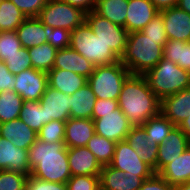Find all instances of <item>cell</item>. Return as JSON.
I'll return each mask as SVG.
<instances>
[{
    "instance_id": "obj_15",
    "label": "cell",
    "mask_w": 190,
    "mask_h": 190,
    "mask_svg": "<svg viewBox=\"0 0 190 190\" xmlns=\"http://www.w3.org/2000/svg\"><path fill=\"white\" fill-rule=\"evenodd\" d=\"M189 146V138L178 126H175L166 137V140L158 146L156 173L180 156Z\"/></svg>"
},
{
    "instance_id": "obj_51",
    "label": "cell",
    "mask_w": 190,
    "mask_h": 190,
    "mask_svg": "<svg viewBox=\"0 0 190 190\" xmlns=\"http://www.w3.org/2000/svg\"><path fill=\"white\" fill-rule=\"evenodd\" d=\"M176 6L190 14V0H178Z\"/></svg>"
},
{
    "instance_id": "obj_16",
    "label": "cell",
    "mask_w": 190,
    "mask_h": 190,
    "mask_svg": "<svg viewBox=\"0 0 190 190\" xmlns=\"http://www.w3.org/2000/svg\"><path fill=\"white\" fill-rule=\"evenodd\" d=\"M151 176H129L111 165L102 166L100 187L103 190H139L142 183Z\"/></svg>"
},
{
    "instance_id": "obj_50",
    "label": "cell",
    "mask_w": 190,
    "mask_h": 190,
    "mask_svg": "<svg viewBox=\"0 0 190 190\" xmlns=\"http://www.w3.org/2000/svg\"><path fill=\"white\" fill-rule=\"evenodd\" d=\"M178 127L190 140V115Z\"/></svg>"
},
{
    "instance_id": "obj_22",
    "label": "cell",
    "mask_w": 190,
    "mask_h": 190,
    "mask_svg": "<svg viewBox=\"0 0 190 190\" xmlns=\"http://www.w3.org/2000/svg\"><path fill=\"white\" fill-rule=\"evenodd\" d=\"M0 137L12 141L15 147L29 150L38 139L37 132L32 130L20 118L0 123Z\"/></svg>"
},
{
    "instance_id": "obj_46",
    "label": "cell",
    "mask_w": 190,
    "mask_h": 190,
    "mask_svg": "<svg viewBox=\"0 0 190 190\" xmlns=\"http://www.w3.org/2000/svg\"><path fill=\"white\" fill-rule=\"evenodd\" d=\"M139 190H173V186L158 173H154L142 183Z\"/></svg>"
},
{
    "instance_id": "obj_30",
    "label": "cell",
    "mask_w": 190,
    "mask_h": 190,
    "mask_svg": "<svg viewBox=\"0 0 190 190\" xmlns=\"http://www.w3.org/2000/svg\"><path fill=\"white\" fill-rule=\"evenodd\" d=\"M142 127L146 131L148 140L160 145L166 140V137L170 134L175 125L162 113H159L146 121Z\"/></svg>"
},
{
    "instance_id": "obj_36",
    "label": "cell",
    "mask_w": 190,
    "mask_h": 190,
    "mask_svg": "<svg viewBox=\"0 0 190 190\" xmlns=\"http://www.w3.org/2000/svg\"><path fill=\"white\" fill-rule=\"evenodd\" d=\"M65 121H50L42 126L37 133L38 139L46 143H56L64 141L65 138Z\"/></svg>"
},
{
    "instance_id": "obj_13",
    "label": "cell",
    "mask_w": 190,
    "mask_h": 190,
    "mask_svg": "<svg viewBox=\"0 0 190 190\" xmlns=\"http://www.w3.org/2000/svg\"><path fill=\"white\" fill-rule=\"evenodd\" d=\"M168 40L190 41V14L177 6L159 11Z\"/></svg>"
},
{
    "instance_id": "obj_17",
    "label": "cell",
    "mask_w": 190,
    "mask_h": 190,
    "mask_svg": "<svg viewBox=\"0 0 190 190\" xmlns=\"http://www.w3.org/2000/svg\"><path fill=\"white\" fill-rule=\"evenodd\" d=\"M158 13L150 0H128L125 28L128 33L141 31Z\"/></svg>"
},
{
    "instance_id": "obj_52",
    "label": "cell",
    "mask_w": 190,
    "mask_h": 190,
    "mask_svg": "<svg viewBox=\"0 0 190 190\" xmlns=\"http://www.w3.org/2000/svg\"><path fill=\"white\" fill-rule=\"evenodd\" d=\"M173 190H190V181L173 186Z\"/></svg>"
},
{
    "instance_id": "obj_48",
    "label": "cell",
    "mask_w": 190,
    "mask_h": 190,
    "mask_svg": "<svg viewBox=\"0 0 190 190\" xmlns=\"http://www.w3.org/2000/svg\"><path fill=\"white\" fill-rule=\"evenodd\" d=\"M75 8H79L85 14L94 11L97 0H60Z\"/></svg>"
},
{
    "instance_id": "obj_18",
    "label": "cell",
    "mask_w": 190,
    "mask_h": 190,
    "mask_svg": "<svg viewBox=\"0 0 190 190\" xmlns=\"http://www.w3.org/2000/svg\"><path fill=\"white\" fill-rule=\"evenodd\" d=\"M68 164L72 176H100L102 169L101 164L86 146L68 148Z\"/></svg>"
},
{
    "instance_id": "obj_44",
    "label": "cell",
    "mask_w": 190,
    "mask_h": 190,
    "mask_svg": "<svg viewBox=\"0 0 190 190\" xmlns=\"http://www.w3.org/2000/svg\"><path fill=\"white\" fill-rule=\"evenodd\" d=\"M25 190H67V186L64 183L48 182L28 175Z\"/></svg>"
},
{
    "instance_id": "obj_10",
    "label": "cell",
    "mask_w": 190,
    "mask_h": 190,
    "mask_svg": "<svg viewBox=\"0 0 190 190\" xmlns=\"http://www.w3.org/2000/svg\"><path fill=\"white\" fill-rule=\"evenodd\" d=\"M95 133L115 143L126 139L132 125L128 118L118 108L113 112L99 113V118L93 120Z\"/></svg>"
},
{
    "instance_id": "obj_21",
    "label": "cell",
    "mask_w": 190,
    "mask_h": 190,
    "mask_svg": "<svg viewBox=\"0 0 190 190\" xmlns=\"http://www.w3.org/2000/svg\"><path fill=\"white\" fill-rule=\"evenodd\" d=\"M53 68L72 71L88 79L93 73L95 65L83 55L68 47L57 50Z\"/></svg>"
},
{
    "instance_id": "obj_7",
    "label": "cell",
    "mask_w": 190,
    "mask_h": 190,
    "mask_svg": "<svg viewBox=\"0 0 190 190\" xmlns=\"http://www.w3.org/2000/svg\"><path fill=\"white\" fill-rule=\"evenodd\" d=\"M38 18L46 26L73 31L85 21V13L60 0H49Z\"/></svg>"
},
{
    "instance_id": "obj_9",
    "label": "cell",
    "mask_w": 190,
    "mask_h": 190,
    "mask_svg": "<svg viewBox=\"0 0 190 190\" xmlns=\"http://www.w3.org/2000/svg\"><path fill=\"white\" fill-rule=\"evenodd\" d=\"M110 165L123 171L128 178L135 175L152 176L154 174V170L142 161L126 140L116 143L113 160Z\"/></svg>"
},
{
    "instance_id": "obj_33",
    "label": "cell",
    "mask_w": 190,
    "mask_h": 190,
    "mask_svg": "<svg viewBox=\"0 0 190 190\" xmlns=\"http://www.w3.org/2000/svg\"><path fill=\"white\" fill-rule=\"evenodd\" d=\"M24 102L15 91L0 92V123L19 118Z\"/></svg>"
},
{
    "instance_id": "obj_25",
    "label": "cell",
    "mask_w": 190,
    "mask_h": 190,
    "mask_svg": "<svg viewBox=\"0 0 190 190\" xmlns=\"http://www.w3.org/2000/svg\"><path fill=\"white\" fill-rule=\"evenodd\" d=\"M158 174L171 186L190 181V146L180 156L165 165Z\"/></svg>"
},
{
    "instance_id": "obj_43",
    "label": "cell",
    "mask_w": 190,
    "mask_h": 190,
    "mask_svg": "<svg viewBox=\"0 0 190 190\" xmlns=\"http://www.w3.org/2000/svg\"><path fill=\"white\" fill-rule=\"evenodd\" d=\"M26 17H38L41 9L49 0H10Z\"/></svg>"
},
{
    "instance_id": "obj_49",
    "label": "cell",
    "mask_w": 190,
    "mask_h": 190,
    "mask_svg": "<svg viewBox=\"0 0 190 190\" xmlns=\"http://www.w3.org/2000/svg\"><path fill=\"white\" fill-rule=\"evenodd\" d=\"M159 10L168 9L177 5L178 0H150Z\"/></svg>"
},
{
    "instance_id": "obj_1",
    "label": "cell",
    "mask_w": 190,
    "mask_h": 190,
    "mask_svg": "<svg viewBox=\"0 0 190 190\" xmlns=\"http://www.w3.org/2000/svg\"><path fill=\"white\" fill-rule=\"evenodd\" d=\"M117 101L132 126H142L160 113L161 100L150 89L144 75L130 74Z\"/></svg>"
},
{
    "instance_id": "obj_40",
    "label": "cell",
    "mask_w": 190,
    "mask_h": 190,
    "mask_svg": "<svg viewBox=\"0 0 190 190\" xmlns=\"http://www.w3.org/2000/svg\"><path fill=\"white\" fill-rule=\"evenodd\" d=\"M45 34L47 42L57 50L68 48L70 46V30L52 28L45 25Z\"/></svg>"
},
{
    "instance_id": "obj_20",
    "label": "cell",
    "mask_w": 190,
    "mask_h": 190,
    "mask_svg": "<svg viewBox=\"0 0 190 190\" xmlns=\"http://www.w3.org/2000/svg\"><path fill=\"white\" fill-rule=\"evenodd\" d=\"M125 140L137 152L142 161L156 173L159 145L148 140L145 129L142 126H132Z\"/></svg>"
},
{
    "instance_id": "obj_23",
    "label": "cell",
    "mask_w": 190,
    "mask_h": 190,
    "mask_svg": "<svg viewBox=\"0 0 190 190\" xmlns=\"http://www.w3.org/2000/svg\"><path fill=\"white\" fill-rule=\"evenodd\" d=\"M94 133L92 119L69 118L65 123V146L67 148L86 146Z\"/></svg>"
},
{
    "instance_id": "obj_11",
    "label": "cell",
    "mask_w": 190,
    "mask_h": 190,
    "mask_svg": "<svg viewBox=\"0 0 190 190\" xmlns=\"http://www.w3.org/2000/svg\"><path fill=\"white\" fill-rule=\"evenodd\" d=\"M15 92L24 101H39L48 86L47 73L29 68L15 75Z\"/></svg>"
},
{
    "instance_id": "obj_38",
    "label": "cell",
    "mask_w": 190,
    "mask_h": 190,
    "mask_svg": "<svg viewBox=\"0 0 190 190\" xmlns=\"http://www.w3.org/2000/svg\"><path fill=\"white\" fill-rule=\"evenodd\" d=\"M27 178L20 172L0 170V190H25Z\"/></svg>"
},
{
    "instance_id": "obj_31",
    "label": "cell",
    "mask_w": 190,
    "mask_h": 190,
    "mask_svg": "<svg viewBox=\"0 0 190 190\" xmlns=\"http://www.w3.org/2000/svg\"><path fill=\"white\" fill-rule=\"evenodd\" d=\"M57 49L48 42L28 49L32 68L48 73L53 69Z\"/></svg>"
},
{
    "instance_id": "obj_45",
    "label": "cell",
    "mask_w": 190,
    "mask_h": 190,
    "mask_svg": "<svg viewBox=\"0 0 190 190\" xmlns=\"http://www.w3.org/2000/svg\"><path fill=\"white\" fill-rule=\"evenodd\" d=\"M15 75H13L7 65L0 61V92L15 91Z\"/></svg>"
},
{
    "instance_id": "obj_4",
    "label": "cell",
    "mask_w": 190,
    "mask_h": 190,
    "mask_svg": "<svg viewBox=\"0 0 190 190\" xmlns=\"http://www.w3.org/2000/svg\"><path fill=\"white\" fill-rule=\"evenodd\" d=\"M144 77L150 89L160 100L190 87V72L165 58L148 70Z\"/></svg>"
},
{
    "instance_id": "obj_37",
    "label": "cell",
    "mask_w": 190,
    "mask_h": 190,
    "mask_svg": "<svg viewBox=\"0 0 190 190\" xmlns=\"http://www.w3.org/2000/svg\"><path fill=\"white\" fill-rule=\"evenodd\" d=\"M22 48L16 30L0 31V61L17 53Z\"/></svg>"
},
{
    "instance_id": "obj_14",
    "label": "cell",
    "mask_w": 190,
    "mask_h": 190,
    "mask_svg": "<svg viewBox=\"0 0 190 190\" xmlns=\"http://www.w3.org/2000/svg\"><path fill=\"white\" fill-rule=\"evenodd\" d=\"M0 170H11L31 175L29 150L15 147L12 141L0 137Z\"/></svg>"
},
{
    "instance_id": "obj_41",
    "label": "cell",
    "mask_w": 190,
    "mask_h": 190,
    "mask_svg": "<svg viewBox=\"0 0 190 190\" xmlns=\"http://www.w3.org/2000/svg\"><path fill=\"white\" fill-rule=\"evenodd\" d=\"M66 186L67 190H97L100 187V176H72Z\"/></svg>"
},
{
    "instance_id": "obj_42",
    "label": "cell",
    "mask_w": 190,
    "mask_h": 190,
    "mask_svg": "<svg viewBox=\"0 0 190 190\" xmlns=\"http://www.w3.org/2000/svg\"><path fill=\"white\" fill-rule=\"evenodd\" d=\"M141 32L146 37L159 39L163 45L168 42L163 18L159 13L141 30Z\"/></svg>"
},
{
    "instance_id": "obj_26",
    "label": "cell",
    "mask_w": 190,
    "mask_h": 190,
    "mask_svg": "<svg viewBox=\"0 0 190 190\" xmlns=\"http://www.w3.org/2000/svg\"><path fill=\"white\" fill-rule=\"evenodd\" d=\"M16 32L22 47L27 49L47 42L45 25L38 17H27Z\"/></svg>"
},
{
    "instance_id": "obj_2",
    "label": "cell",
    "mask_w": 190,
    "mask_h": 190,
    "mask_svg": "<svg viewBox=\"0 0 190 190\" xmlns=\"http://www.w3.org/2000/svg\"><path fill=\"white\" fill-rule=\"evenodd\" d=\"M31 176L66 184L72 177L68 164V148L64 141L46 143L37 139L29 148Z\"/></svg>"
},
{
    "instance_id": "obj_29",
    "label": "cell",
    "mask_w": 190,
    "mask_h": 190,
    "mask_svg": "<svg viewBox=\"0 0 190 190\" xmlns=\"http://www.w3.org/2000/svg\"><path fill=\"white\" fill-rule=\"evenodd\" d=\"M163 49V58L190 72V41L168 40Z\"/></svg>"
},
{
    "instance_id": "obj_12",
    "label": "cell",
    "mask_w": 190,
    "mask_h": 190,
    "mask_svg": "<svg viewBox=\"0 0 190 190\" xmlns=\"http://www.w3.org/2000/svg\"><path fill=\"white\" fill-rule=\"evenodd\" d=\"M39 102L45 111V124L52 120L66 122L70 118V95L47 86Z\"/></svg>"
},
{
    "instance_id": "obj_27",
    "label": "cell",
    "mask_w": 190,
    "mask_h": 190,
    "mask_svg": "<svg viewBox=\"0 0 190 190\" xmlns=\"http://www.w3.org/2000/svg\"><path fill=\"white\" fill-rule=\"evenodd\" d=\"M96 96L87 83L70 95V118L92 119Z\"/></svg>"
},
{
    "instance_id": "obj_3",
    "label": "cell",
    "mask_w": 190,
    "mask_h": 190,
    "mask_svg": "<svg viewBox=\"0 0 190 190\" xmlns=\"http://www.w3.org/2000/svg\"><path fill=\"white\" fill-rule=\"evenodd\" d=\"M163 48L159 39L134 31L128 33L126 48L120 61L131 74L144 75L163 58Z\"/></svg>"
},
{
    "instance_id": "obj_5",
    "label": "cell",
    "mask_w": 190,
    "mask_h": 190,
    "mask_svg": "<svg viewBox=\"0 0 190 190\" xmlns=\"http://www.w3.org/2000/svg\"><path fill=\"white\" fill-rule=\"evenodd\" d=\"M69 47L95 66L110 65L120 61L110 47L93 33L86 21L71 31Z\"/></svg>"
},
{
    "instance_id": "obj_39",
    "label": "cell",
    "mask_w": 190,
    "mask_h": 190,
    "mask_svg": "<svg viewBox=\"0 0 190 190\" xmlns=\"http://www.w3.org/2000/svg\"><path fill=\"white\" fill-rule=\"evenodd\" d=\"M9 71L13 75L20 74L22 71L32 68L31 58L28 49L22 47L17 53L13 54L4 61Z\"/></svg>"
},
{
    "instance_id": "obj_35",
    "label": "cell",
    "mask_w": 190,
    "mask_h": 190,
    "mask_svg": "<svg viewBox=\"0 0 190 190\" xmlns=\"http://www.w3.org/2000/svg\"><path fill=\"white\" fill-rule=\"evenodd\" d=\"M19 118L37 133L45 125V111L42 109L39 101H25Z\"/></svg>"
},
{
    "instance_id": "obj_34",
    "label": "cell",
    "mask_w": 190,
    "mask_h": 190,
    "mask_svg": "<svg viewBox=\"0 0 190 190\" xmlns=\"http://www.w3.org/2000/svg\"><path fill=\"white\" fill-rule=\"evenodd\" d=\"M27 17L10 0L0 1V31L16 30Z\"/></svg>"
},
{
    "instance_id": "obj_24",
    "label": "cell",
    "mask_w": 190,
    "mask_h": 190,
    "mask_svg": "<svg viewBox=\"0 0 190 190\" xmlns=\"http://www.w3.org/2000/svg\"><path fill=\"white\" fill-rule=\"evenodd\" d=\"M48 86L58 91L72 95L87 84V78L77 73L63 69L53 68L47 73Z\"/></svg>"
},
{
    "instance_id": "obj_28",
    "label": "cell",
    "mask_w": 190,
    "mask_h": 190,
    "mask_svg": "<svg viewBox=\"0 0 190 190\" xmlns=\"http://www.w3.org/2000/svg\"><path fill=\"white\" fill-rule=\"evenodd\" d=\"M128 0H97L94 12L116 25L125 27Z\"/></svg>"
},
{
    "instance_id": "obj_8",
    "label": "cell",
    "mask_w": 190,
    "mask_h": 190,
    "mask_svg": "<svg viewBox=\"0 0 190 190\" xmlns=\"http://www.w3.org/2000/svg\"><path fill=\"white\" fill-rule=\"evenodd\" d=\"M85 21L93 33L121 58L127 44L128 31L126 28L114 24L94 11L85 14Z\"/></svg>"
},
{
    "instance_id": "obj_6",
    "label": "cell",
    "mask_w": 190,
    "mask_h": 190,
    "mask_svg": "<svg viewBox=\"0 0 190 190\" xmlns=\"http://www.w3.org/2000/svg\"><path fill=\"white\" fill-rule=\"evenodd\" d=\"M131 73L118 61L110 65L95 66L87 83L96 99L118 100L123 83Z\"/></svg>"
},
{
    "instance_id": "obj_32",
    "label": "cell",
    "mask_w": 190,
    "mask_h": 190,
    "mask_svg": "<svg viewBox=\"0 0 190 190\" xmlns=\"http://www.w3.org/2000/svg\"><path fill=\"white\" fill-rule=\"evenodd\" d=\"M116 143L96 133L88 140L86 147L94 154L101 166L110 165Z\"/></svg>"
},
{
    "instance_id": "obj_47",
    "label": "cell",
    "mask_w": 190,
    "mask_h": 190,
    "mask_svg": "<svg viewBox=\"0 0 190 190\" xmlns=\"http://www.w3.org/2000/svg\"><path fill=\"white\" fill-rule=\"evenodd\" d=\"M118 108L119 105L117 100L96 99L95 106L92 111V120L98 119L99 113L113 112Z\"/></svg>"
},
{
    "instance_id": "obj_19",
    "label": "cell",
    "mask_w": 190,
    "mask_h": 190,
    "mask_svg": "<svg viewBox=\"0 0 190 190\" xmlns=\"http://www.w3.org/2000/svg\"><path fill=\"white\" fill-rule=\"evenodd\" d=\"M160 113L179 126L190 115V87L161 100Z\"/></svg>"
}]
</instances>
